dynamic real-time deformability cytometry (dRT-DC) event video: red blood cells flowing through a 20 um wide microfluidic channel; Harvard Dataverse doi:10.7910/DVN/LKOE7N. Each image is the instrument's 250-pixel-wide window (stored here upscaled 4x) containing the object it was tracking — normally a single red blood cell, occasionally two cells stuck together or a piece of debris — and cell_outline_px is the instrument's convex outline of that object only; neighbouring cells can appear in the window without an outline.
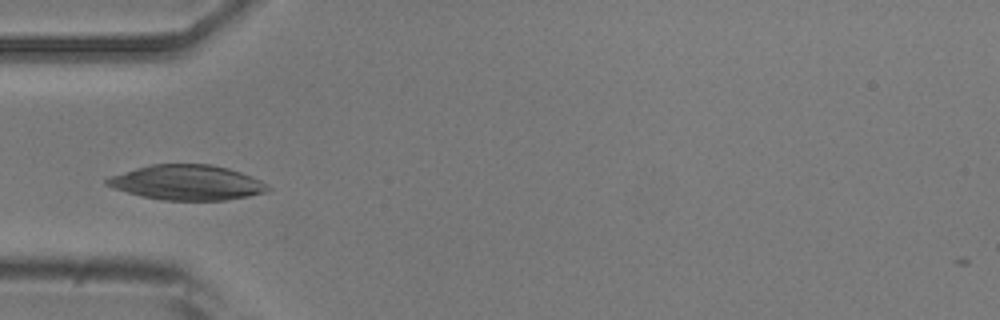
{"species": "common noctule bat (a hibernating species)", "species_latin": "Nyctalus noctula", "temperature_condition": "room temperature", "stored_images_in_passage": 10, "camera_frame_rate_fps": 3000, "um_per_image_px": 0.085, "animal": {"sex": "male", "body_mass_g": 20.5, "forearm_length_mm": 52.5}, "frame": {"image": 1, "passage_image": 4, "time_ms": 4.333, "image_size_px": [1000, 320], "cell_outline_px": [[272, 188], [268, 192], [248, 196], [224, 200], [160, 200], [140, 196], [104, 184], [104, 180], [112, 176], [136, 168], [152, 164], [212, 164], [228, 168], [252, 176], [268, 184]], "centroid_in_image_um": [15.95, 15.52], "position_along_channel_um": 69.1, "area_um2": 32.77}}
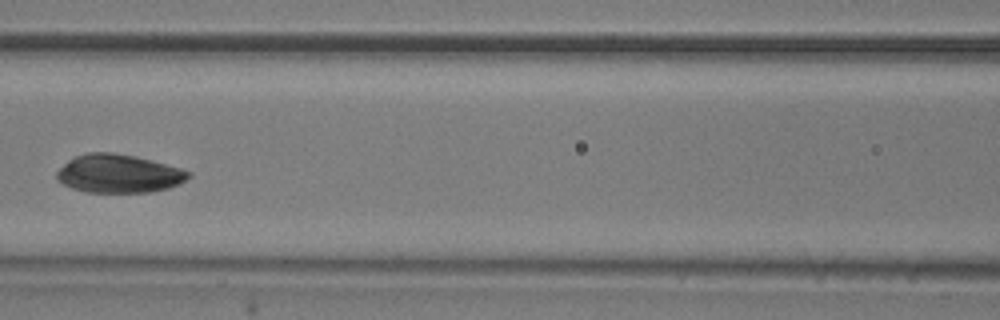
{"frame": {"image": 2, "passage_image": 6, "time_ms": 6.667, "image_size_px": [1000, 320], "cell_outline_px": [[192, 176], [180, 184], [168, 188], [152, 192], [84, 192], [72, 188], [56, 180], [56, 172], [68, 160], [76, 156], [88, 152], [112, 152], [136, 156], [152, 160], [180, 168], [192, 172]], "centroid_in_image_um": [10.1, 14.76], "position_along_channel_um": 156.5, "area_um2": 29.65}}
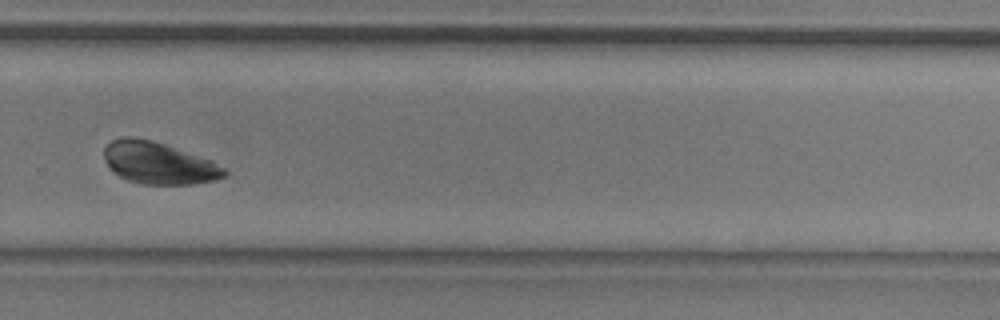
{"frame": {"image": 3, "passage_image": 10, "time_ms": 11.0, "image_size_px": [1000, 320], "cell_outline_px": [[228, 176], [216, 180], [192, 184], [140, 184], [128, 180], [112, 172], [108, 168], [104, 160], [104, 148], [112, 140], [120, 136], [128, 136], [152, 140], [212, 160], [224, 168], [228, 172]], "centroid_in_image_um": [13.47, 13.86], "position_along_channel_um": 316.3, "area_um2": 29.65}}